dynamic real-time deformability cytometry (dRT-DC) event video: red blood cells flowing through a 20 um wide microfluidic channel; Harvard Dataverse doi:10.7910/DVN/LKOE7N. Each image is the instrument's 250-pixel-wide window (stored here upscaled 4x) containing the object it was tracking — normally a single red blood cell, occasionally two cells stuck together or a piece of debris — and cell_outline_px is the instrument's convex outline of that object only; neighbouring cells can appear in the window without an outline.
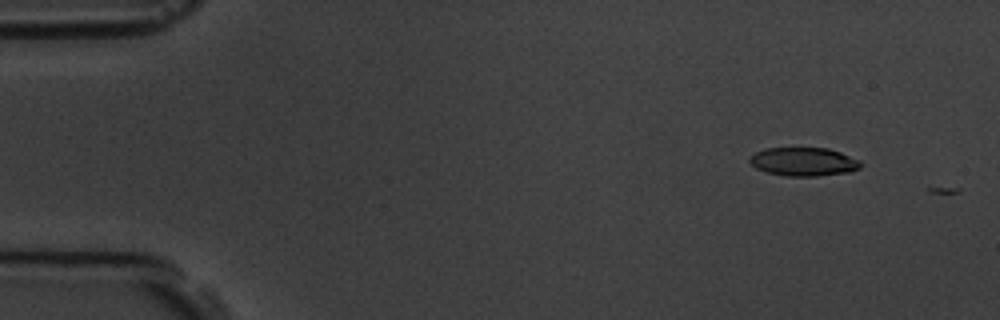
{"species": "common noctule bat (a hibernating species)", "species_latin": "Nyctalus noctula", "temperature_condition": "room temperature", "stored_images_in_passage": 3, "camera_frame_rate_fps": 3000, "um_per_image_px": 0.085, "animal": {"sex": "male", "body_mass_g": 19.5, "forearm_length_mm": 54.6}, "frame": {"image": 1, "passage_image": 2, "time_ms": 1.0, "image_size_px": [1000, 320], "cell_outline_px": [[864, 164], [860, 168], [848, 172], [816, 176], [784, 176], [768, 172], [756, 168], [748, 160], [756, 152], [764, 148], [828, 148], [840, 152], [860, 160]], "centroid_in_image_um": [68.34, 13.74], "position_along_channel_um": 16.7, "area_um2": 18.44}}